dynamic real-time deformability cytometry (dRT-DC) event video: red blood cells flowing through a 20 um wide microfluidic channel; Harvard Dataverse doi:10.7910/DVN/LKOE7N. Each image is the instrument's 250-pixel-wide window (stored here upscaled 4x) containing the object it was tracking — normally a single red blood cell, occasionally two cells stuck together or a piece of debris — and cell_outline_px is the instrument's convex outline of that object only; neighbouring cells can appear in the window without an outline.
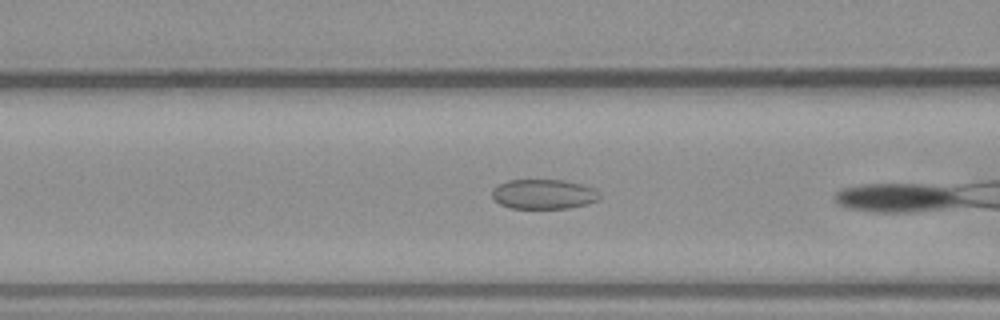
{"species": "common noctule bat (a hibernating species)", "species_latin": "Nyctalus noctula", "temperature_condition": "warm", "stored_images_in_passage": 6, "camera_frame_rate_fps": 3000, "um_per_image_px": 0.085, "animal": {"sex": "male", "body_mass_g": 23.1, "forearm_length_mm": 52.7}, "frame": {"image": 1, "passage_image": 5, "time_ms": 1.333, "image_size_px": [1000, 320], "cell_outline_px": [[600, 196], [596, 200], [584, 204], [568, 208], [512, 208], [500, 204], [492, 200], [492, 188], [508, 180], [564, 180], [596, 188]], "centroid_in_image_um": [46.17, 16.5], "position_along_channel_um": 120.4, "area_um2": 18.55}}